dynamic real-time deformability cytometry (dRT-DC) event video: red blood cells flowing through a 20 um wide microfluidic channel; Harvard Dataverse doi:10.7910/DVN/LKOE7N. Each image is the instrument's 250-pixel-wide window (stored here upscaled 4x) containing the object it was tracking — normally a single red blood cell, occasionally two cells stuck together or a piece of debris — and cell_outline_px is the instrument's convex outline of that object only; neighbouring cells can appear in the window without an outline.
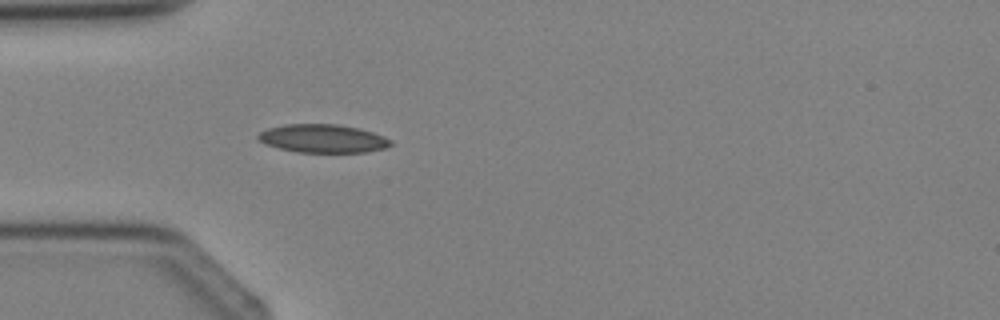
{"species": "Egyptian fruit bat (a non-hibernating species)", "species_latin": "Rousettus aegyptiacus", "temperature_condition": "cold", "stored_images_in_passage": 2, "camera_frame_rate_fps": 3000, "um_per_image_px": 0.085, "animal": {"sex": "female"}, "frame": {"image": 1, "passage_image": 2, "time_ms": 1.333, "image_size_px": [1000, 320], "cell_outline_px": [[392, 144], [384, 148], [364, 152], [296, 152], [280, 148], [268, 144], [260, 140], [256, 136], [260, 132], [268, 128], [284, 124], [336, 124], [360, 128], [384, 136], [392, 140]], "centroid_in_image_um": [27.46, 11.76], "position_along_channel_um": 57.5, "area_um2": 21.73}}